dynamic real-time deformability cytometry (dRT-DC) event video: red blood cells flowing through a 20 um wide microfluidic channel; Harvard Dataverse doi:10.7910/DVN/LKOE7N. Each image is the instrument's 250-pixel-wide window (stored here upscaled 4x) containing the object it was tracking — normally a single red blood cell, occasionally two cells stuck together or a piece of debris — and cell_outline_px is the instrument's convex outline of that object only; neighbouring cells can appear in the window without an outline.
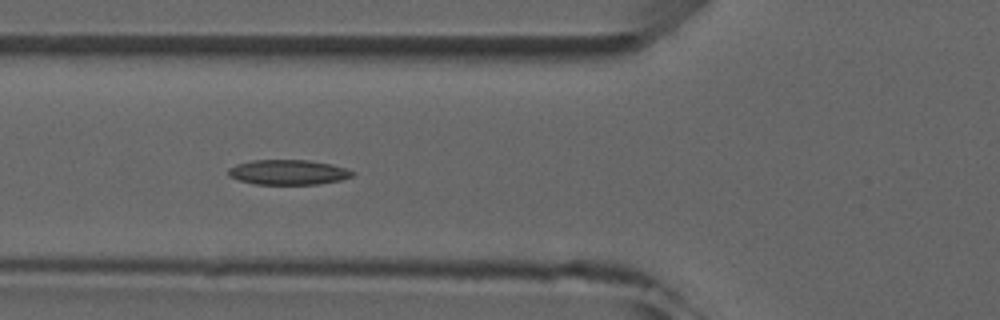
{"species": "common noctule bat (a hibernating species)", "species_latin": "Nyctalus noctula", "temperature_condition": "room temperature", "stored_images_in_passage": 8, "camera_frame_rate_fps": 3000, "um_per_image_px": 0.085, "animal": {"sex": "male", "forearm_length_mm": 52.5}, "frame": {"image": 1, "passage_image": 6, "time_ms": 5.667, "image_size_px": [1000, 320], "cell_outline_px": [[356, 172], [352, 176], [340, 180], [320, 184], [256, 184], [240, 180], [228, 176], [228, 168], [236, 164], [252, 160], [308, 160], [332, 164]], "centroid_in_image_um": [24.49, 14.63], "position_along_channel_um": 101.3, "area_um2": 18.03}}
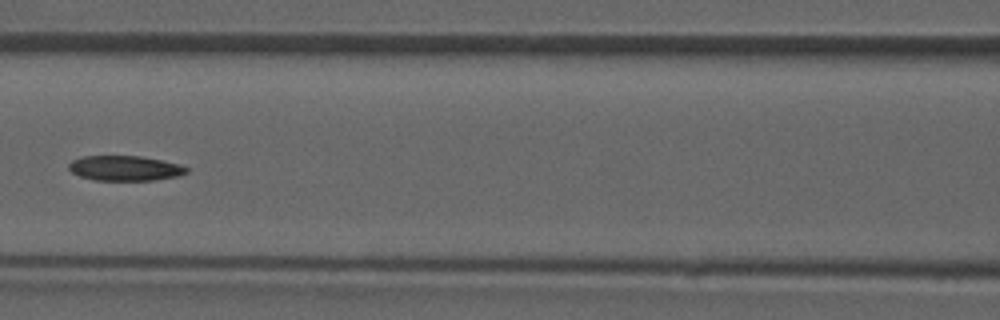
{"frame": {"image": 2, "passage_image": 7, "time_ms": 7.0, "image_size_px": [1000, 320], "cell_outline_px": [[188, 172], [176, 176], [156, 180], [96, 180], [80, 176], [72, 172], [68, 168], [68, 164], [72, 160], [84, 156], [140, 156], [180, 164], [188, 168]], "centroid_in_image_um": [10.61, 14.29], "position_along_channel_um": 156.0, "area_um2": 17.05}}